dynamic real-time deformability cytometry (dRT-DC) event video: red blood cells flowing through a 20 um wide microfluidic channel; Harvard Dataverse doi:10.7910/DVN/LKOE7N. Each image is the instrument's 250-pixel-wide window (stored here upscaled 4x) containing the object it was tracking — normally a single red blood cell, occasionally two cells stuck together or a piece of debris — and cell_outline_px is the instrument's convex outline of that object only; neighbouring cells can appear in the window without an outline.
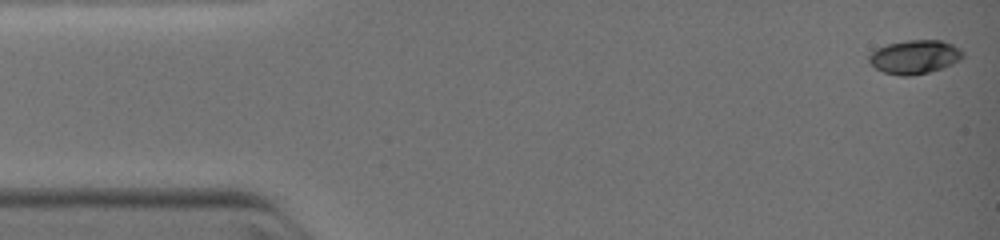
{"species": "common noctule bat (a hibernating species)", "species_latin": "Nyctalus noctula", "temperature_condition": "warm", "stored_images_in_passage": 39, "camera_frame_rate_fps": 3000, "um_per_image_px": 0.085, "animal": {"sex": "female", "body_mass_g": 19.0, "forearm_length_mm": 51.5}, "frame": {"image": 1, "passage_image": 1, "time_ms": 0.0, "image_size_px": [1000, 240], "cell_outline_px": [[964, 56], [960, 60], [952, 64], [928, 72], [908, 76], [900, 76], [884, 72], [876, 68], [868, 60], [868, 56], [876, 48], [888, 44], [908, 40], [940, 40], [952, 44], [960, 48], [964, 52]], "centroid_in_image_um": [77.76, 4.83], "position_along_channel_um": 7.2, "area_um2": 18.38}}
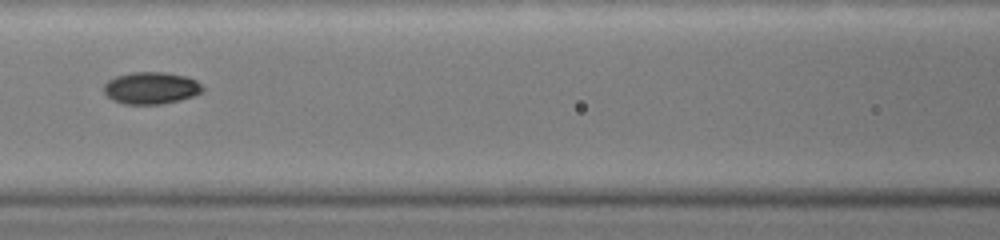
{"frame": {"image": 2, "passage_image": 22, "time_ms": 5.333, "image_size_px": [1000, 240], "cell_outline_px": [[204, 88], [200, 92], [192, 96], [180, 100], [160, 104], [124, 104], [112, 100], [104, 92], [104, 84], [108, 80], [116, 76], [132, 72], [164, 72], [188, 76], [196, 80]], "centroid_in_image_um": [12.83, 7.47], "position_along_channel_um": 153.8, "area_um2": 18.44}}
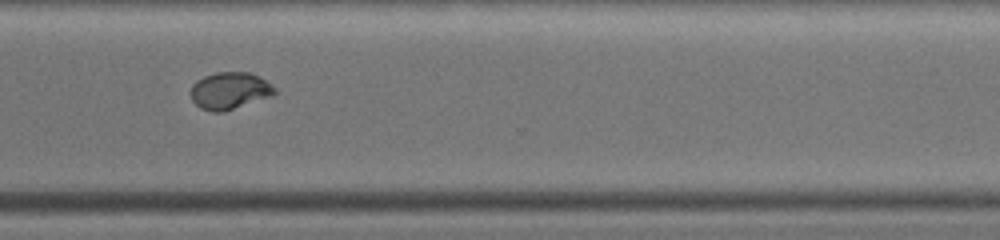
{"frame": {"image": 3, "passage_image": 38, "time_ms": 9.333, "image_size_px": [1000, 240], "cell_outline_px": [[276, 92], [272, 96], [224, 112], [212, 112], [200, 108], [192, 100], [192, 84], [196, 80], [204, 76], [216, 72], [252, 72], [276, 88]], "centroid_in_image_um": [19.53, 7.71], "position_along_channel_um": 351.1, "area_um2": 18.15}}